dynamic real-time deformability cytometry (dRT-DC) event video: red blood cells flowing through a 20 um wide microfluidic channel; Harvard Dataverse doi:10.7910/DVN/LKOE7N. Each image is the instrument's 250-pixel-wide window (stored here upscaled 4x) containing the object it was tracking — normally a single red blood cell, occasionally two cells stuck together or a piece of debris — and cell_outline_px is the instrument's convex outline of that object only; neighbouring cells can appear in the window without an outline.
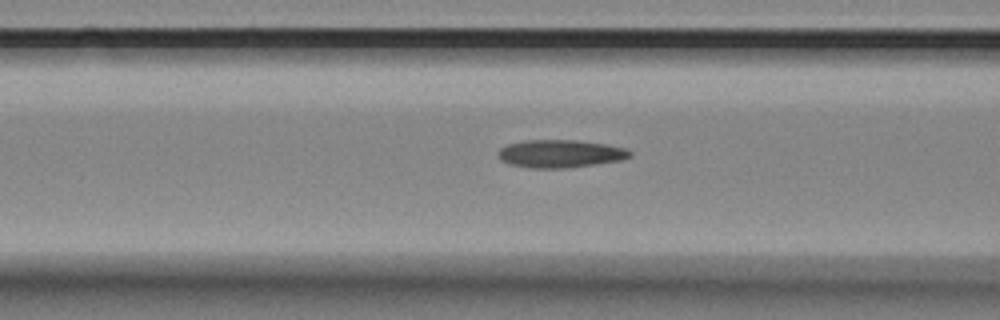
{"species": "Egyptian fruit bat (a non-hibernating species)", "species_latin": "Rousettus aegyptiacus", "temperature_condition": "room temperature", "stored_images_in_passage": 36, "camera_frame_rate_fps": 3000, "um_per_image_px": 0.085, "animal": {"sex": "female"}, "frame": {"image": 1, "passage_image": 13, "time_ms": 4.0, "image_size_px": [1000, 320], "cell_outline_px": [[632, 156], [620, 160], [568, 168], [532, 168], [508, 164], [500, 160], [496, 156], [496, 152], [500, 148], [508, 144], [524, 140], [576, 140], [604, 144], [628, 148], [632, 152]], "centroid_in_image_um": [47.58, 13.06], "position_along_channel_um": 119.0, "area_um2": 21.56}}
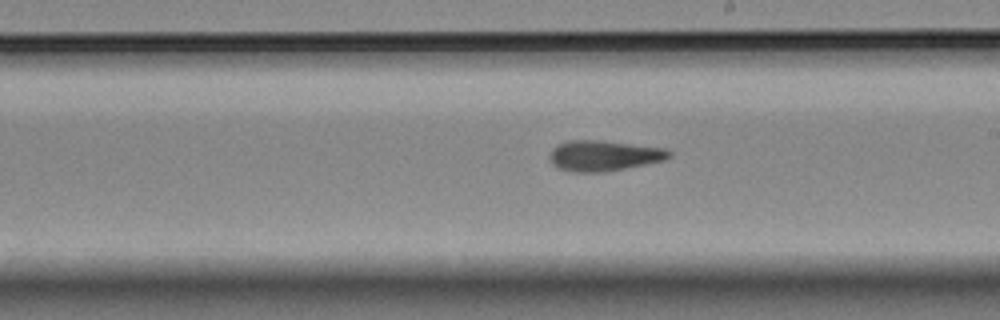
{"frame": {"image": 2, "passage_image": 23, "time_ms": 7.333, "image_size_px": [1000, 320], "cell_outline_px": [[672, 156], [664, 160], [604, 172], [576, 172], [560, 168], [552, 164], [548, 156], [552, 148], [556, 144], [568, 140], [600, 140], [664, 148], [672, 152]], "centroid_in_image_um": [51.29, 13.22], "position_along_channel_um": 237.7, "area_um2": 21.21}}
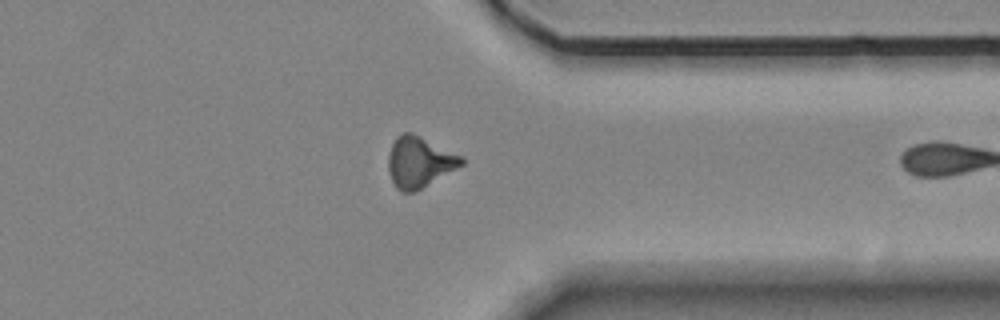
{"frame": {"image": 3, "passage_image": 35, "time_ms": 11.333, "image_size_px": [1000, 320], "cell_outline_px": [[464, 164], [420, 188], [412, 192], [400, 192], [396, 188], [388, 172], [388, 156], [392, 144], [396, 136], [404, 132], [412, 132], [464, 156]], "centroid_in_image_um": [35.64, 13.75], "position_along_channel_um": 375.8, "area_um2": 21.62}}